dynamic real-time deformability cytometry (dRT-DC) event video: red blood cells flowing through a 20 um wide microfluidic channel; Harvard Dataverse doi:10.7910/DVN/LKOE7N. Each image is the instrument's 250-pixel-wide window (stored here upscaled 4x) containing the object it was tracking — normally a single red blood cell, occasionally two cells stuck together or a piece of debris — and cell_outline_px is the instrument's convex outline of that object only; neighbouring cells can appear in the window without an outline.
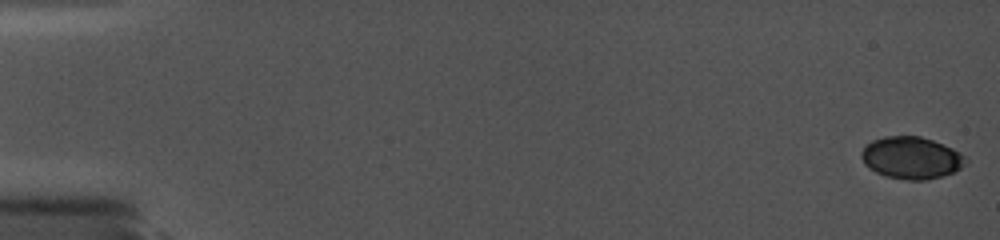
{"species": "common noctule bat (a hibernating species)", "species_latin": "Nyctalus noctula", "temperature_condition": "cold", "stored_images_in_passage": 9, "camera_frame_rate_fps": 5000, "um_per_image_px": 0.085, "animal": {"sex": "female", "body_mass_g": 19.0, "forearm_length_mm": 56.7}, "frame": {"image": 1, "passage_image": 1, "time_ms": 0.0, "image_size_px": [1000, 240], "cell_outline_px": [[968, 160], [960, 168], [952, 172], [940, 176], [924, 180], [908, 180], [884, 176], [868, 168], [864, 164], [860, 156], [860, 152], [872, 140], [884, 136], [920, 136], [932, 140], [952, 148], [960, 152]], "centroid_in_image_um": [77.43, 13.41], "position_along_channel_um": 7.6, "area_um2": 25.49}}
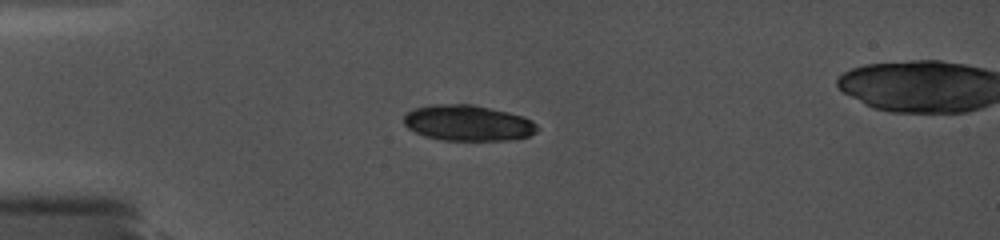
{"frame": {"image": 2, "passage_image": 8, "time_ms": 4.8, "image_size_px": [1000, 240], "cell_outline_px": [[540, 128], [536, 132], [528, 136], [512, 140], [444, 140], [424, 136], [408, 128], [404, 124], [404, 116], [412, 108], [432, 104], [472, 104], [508, 112], [524, 116], [532, 120]], "centroid_in_image_um": [39.78, 10.45], "position_along_channel_um": 45.2, "area_um2": 27.98}}